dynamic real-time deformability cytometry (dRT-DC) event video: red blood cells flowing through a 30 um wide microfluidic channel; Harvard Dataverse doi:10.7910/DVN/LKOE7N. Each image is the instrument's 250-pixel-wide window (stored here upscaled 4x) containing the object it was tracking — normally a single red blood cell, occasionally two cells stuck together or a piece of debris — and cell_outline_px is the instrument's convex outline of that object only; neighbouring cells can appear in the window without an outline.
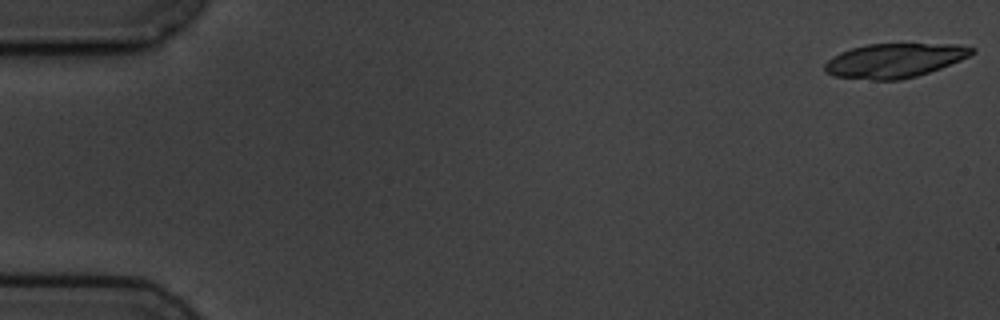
{"species": "common noctule bat (a hibernating species)", "species_latin": "Nyctalus noctula", "temperature_condition": "cold", "stored_images_in_passage": 6, "camera_frame_rate_fps": 3000, "um_per_image_px": 0.085, "animal": {"sex": "male", "body_mass_g": 19.5, "forearm_length_mm": 54.6}, "frame": {"image": 1, "passage_image": 1, "time_ms": 0.0, "image_size_px": [1000, 320], "cell_outline_px": [[976, 52], [960, 60], [940, 68], [916, 76], [900, 80], [872, 80], [832, 76], [824, 68], [824, 64], [832, 56], [840, 52], [852, 48], [868, 44], [956, 44], [976, 48]], "centroid_in_image_um": [76.02, 5.14], "position_along_channel_um": 9.0, "area_um2": 29.25}}